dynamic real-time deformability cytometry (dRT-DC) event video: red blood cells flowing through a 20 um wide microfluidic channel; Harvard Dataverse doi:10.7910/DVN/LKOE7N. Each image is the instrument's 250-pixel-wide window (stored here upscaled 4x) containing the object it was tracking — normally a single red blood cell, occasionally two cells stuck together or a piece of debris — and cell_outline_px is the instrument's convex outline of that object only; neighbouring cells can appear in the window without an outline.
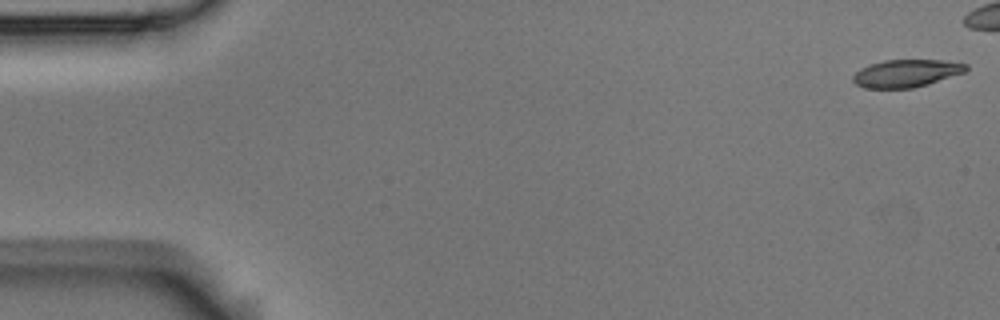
{"species": "Egyptian fruit bat (a non-hibernating species)", "species_latin": "Rousettus aegyptiacus", "temperature_condition": "room temperature", "stored_images_in_passage": 5, "camera_frame_rate_fps": 3000, "um_per_image_px": 0.085, "animal": {"sex": "male"}, "frame": {"image": 1, "passage_image": 1, "time_ms": 0.0, "image_size_px": [1000, 320], "cell_outline_px": [[968, 68], [964, 72], [928, 84], [912, 88], [864, 88], [856, 84], [852, 80], [852, 76], [860, 68], [868, 64], [884, 60], [944, 60], [968, 64]], "centroid_in_image_um": [77.0, 6.22], "position_along_channel_um": 8.0, "area_um2": 18.21}}
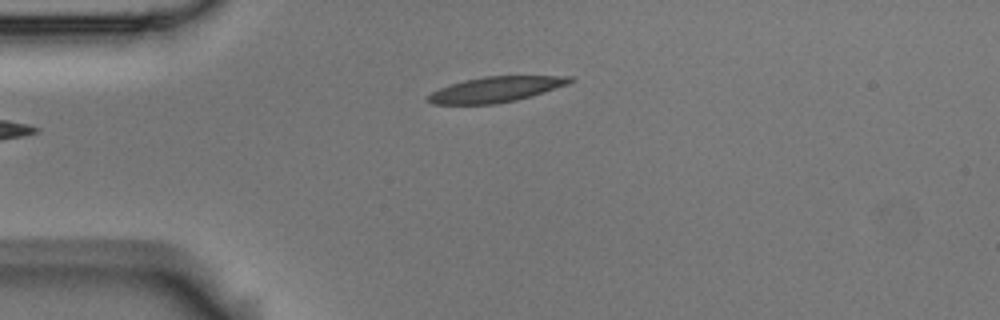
{"frame": {"image": 2, "passage_image": 5, "time_ms": 1.333, "image_size_px": [1000, 320], "cell_outline_px": [[576, 80], [568, 84], [532, 96], [516, 100], [496, 104], [432, 104], [424, 100], [432, 92], [440, 88], [464, 80], [484, 76], [572, 76]], "centroid_in_image_um": [42.15, 7.6], "position_along_channel_um": 42.8, "area_um2": 21.04}}